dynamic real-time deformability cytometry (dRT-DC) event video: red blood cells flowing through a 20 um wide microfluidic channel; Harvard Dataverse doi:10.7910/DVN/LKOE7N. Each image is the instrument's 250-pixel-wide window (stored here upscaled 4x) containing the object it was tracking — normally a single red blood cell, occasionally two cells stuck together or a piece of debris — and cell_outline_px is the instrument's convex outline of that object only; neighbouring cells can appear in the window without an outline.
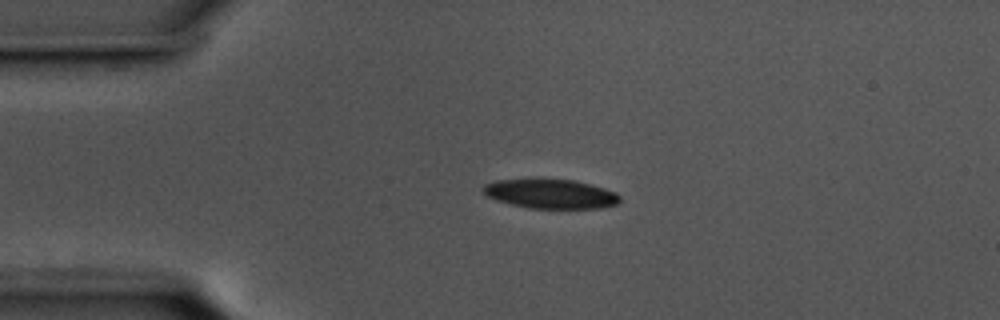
{"species": "common noctule bat (a hibernating species)", "species_latin": "Nyctalus noctula", "temperature_condition": "cold", "stored_images_in_passage": 45, "camera_frame_rate_fps": 3000, "um_per_image_px": 0.085, "animal": {"sex": "male", "body_mass_g": 17.5, "forearm_length_mm": 52.3}, "frame": {"image": 1, "passage_image": 1, "time_ms": 0.0, "image_size_px": [1000, 320], "cell_outline_px": [[620, 200], [616, 204], [600, 208], [528, 208], [496, 200], [488, 196], [480, 188], [484, 184], [496, 180], [536, 176], [540, 176], [576, 180], [604, 188], [616, 192], [620, 196]], "centroid_in_image_um": [46.75, 16.42], "position_along_channel_um": 38.3, "area_um2": 24.28}}
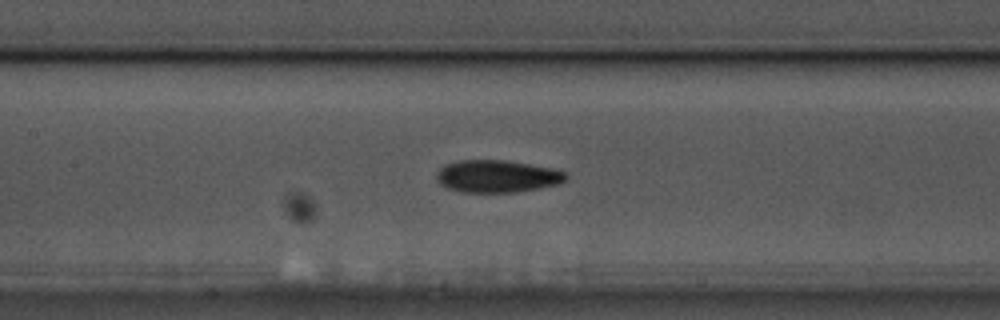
{"frame": {"image": 2, "passage_image": 14, "time_ms": 4.333, "image_size_px": [1000, 320], "cell_outline_px": [[568, 176], [560, 184], [516, 192], [464, 192], [448, 188], [440, 184], [436, 180], [436, 172], [444, 164], [460, 160], [504, 160], [552, 168], [564, 172]], "centroid_in_image_um": [42.22, 14.98], "position_along_channel_um": 165.2, "area_um2": 24.33}}
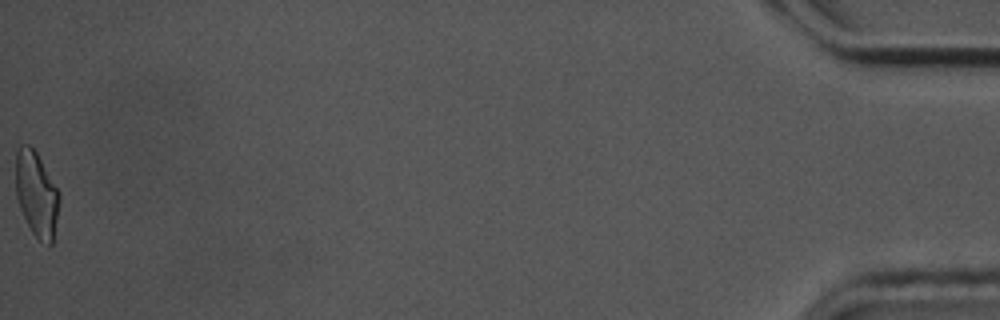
{"frame": {"image": 3, "passage_image": 45, "time_ms": 14.667, "image_size_px": [1000, 320], "cell_outline_px": [[60, 200], [52, 244], [48, 244], [40, 240], [32, 232], [20, 208], [16, 196], [16, 152], [20, 144], [28, 144], [36, 152], [60, 192]], "centroid_in_image_um": [3.11, 16.47], "position_along_channel_um": 432.1, "area_um2": 21.44}, "authors_computed_cell_mechanics": {"area_um2": 23.409, "velocity_mm_per_s": 3.576, "shape_relaxation_time_tau1_ms": 4.3899, "shape_relaxation_time_tau2_ms": 2.3519, "deformation_change_tau1": 0.1082, "deformation_change_tau2": 0.0814}}